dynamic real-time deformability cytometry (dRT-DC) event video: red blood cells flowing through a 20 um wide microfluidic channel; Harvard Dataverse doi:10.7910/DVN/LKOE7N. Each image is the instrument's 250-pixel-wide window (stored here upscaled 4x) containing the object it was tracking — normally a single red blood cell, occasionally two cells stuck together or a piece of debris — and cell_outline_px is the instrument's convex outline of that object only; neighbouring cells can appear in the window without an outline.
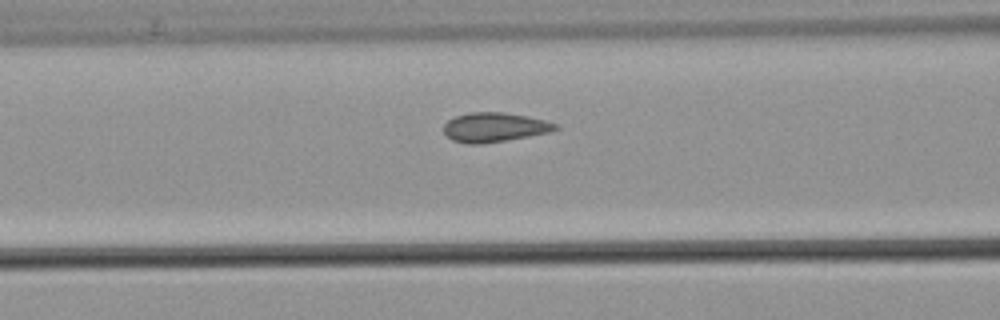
{"species": "common noctule bat (a hibernating species)", "species_latin": "Nyctalus noctula", "temperature_condition": "warm", "stored_images_in_passage": 31, "camera_frame_rate_fps": 3000, "um_per_image_px": 0.085, "animal": {"sex": "male", "body_mass_g": 21.5, "forearm_length_mm": 52.0}, "frame": {"image": 1, "passage_image": 10, "time_ms": 3.0, "image_size_px": [1000, 320], "cell_outline_px": [[560, 128], [548, 132], [528, 136], [480, 144], [468, 144], [452, 140], [444, 132], [444, 124], [448, 120], [456, 116], [472, 112], [504, 112], [528, 116], [560, 124]], "centroid_in_image_um": [42.04, 10.81], "position_along_channel_um": 124.6, "area_um2": 19.02}}